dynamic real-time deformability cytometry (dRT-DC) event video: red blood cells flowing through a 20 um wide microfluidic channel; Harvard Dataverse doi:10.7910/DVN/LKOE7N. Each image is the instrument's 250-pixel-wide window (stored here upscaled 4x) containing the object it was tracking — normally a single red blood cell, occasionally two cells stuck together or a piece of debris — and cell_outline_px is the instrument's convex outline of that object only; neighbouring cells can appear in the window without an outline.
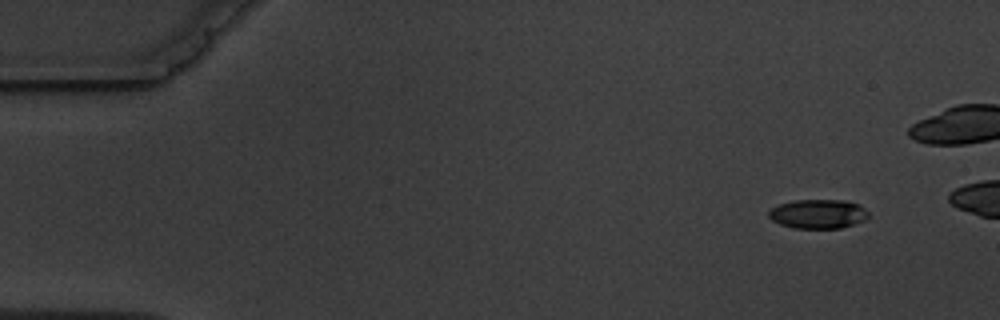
{"species": "common noctule bat (a hibernating species)", "species_latin": "Nyctalus noctula", "temperature_condition": "warm", "stored_images_in_passage": 9, "camera_frame_rate_fps": 3000, "um_per_image_px": 0.085, "animal": {"sex": "male", "body_mass_g": 19.5, "forearm_length_mm": 54.6}, "frame": {"image": 1, "passage_image": 1, "time_ms": 0.0, "image_size_px": [1000, 320], "cell_outline_px": [[868, 216], [864, 220], [840, 228], [796, 228], [780, 224], [772, 220], [768, 216], [768, 212], [772, 208], [780, 204], [796, 200], [844, 200], [860, 204], [868, 212]], "centroid_in_image_um": [69.54, 18.17], "position_along_channel_um": 15.5, "area_um2": 16.82}}
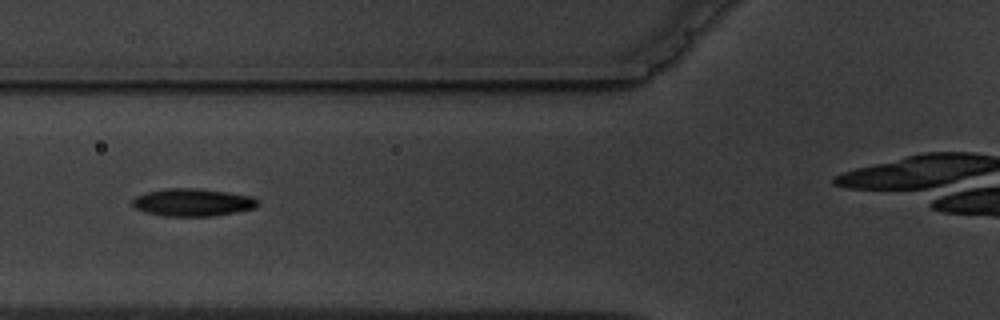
{"frame": {"image": 2, "passage_image": 6, "time_ms": 5.667, "image_size_px": [1000, 320], "cell_outline_px": [[260, 200], [256, 208], [236, 212], [212, 216], [164, 216], [144, 212], [132, 208], [132, 200], [136, 196], [144, 192], [164, 188], [200, 188], [228, 192], [252, 196]], "centroid_in_image_um": [16.35, 17.19], "position_along_channel_um": 109.4, "area_um2": 20.58}}
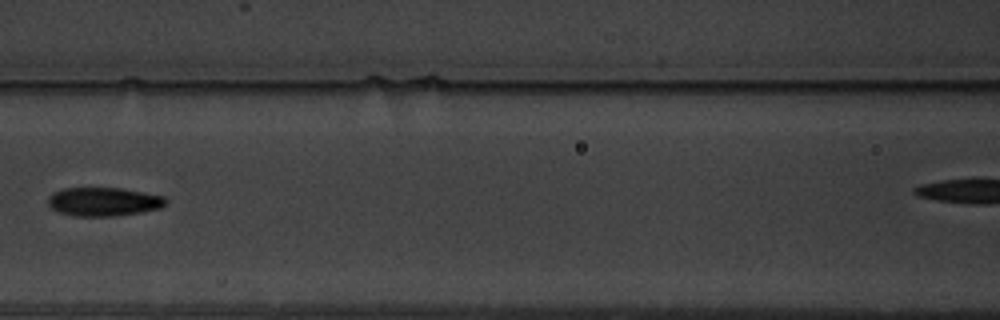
{"frame": {"image": 3, "passage_image": 7, "time_ms": 7.0, "image_size_px": [1000, 320], "cell_outline_px": [[168, 200], [160, 208], [140, 212], [112, 216], [72, 216], [60, 212], [52, 208], [48, 204], [48, 196], [52, 192], [64, 188], [120, 188], [144, 192], [164, 196]], "centroid_in_image_um": [8.78, 17.14], "position_along_channel_um": 157.8, "area_um2": 19.65}}